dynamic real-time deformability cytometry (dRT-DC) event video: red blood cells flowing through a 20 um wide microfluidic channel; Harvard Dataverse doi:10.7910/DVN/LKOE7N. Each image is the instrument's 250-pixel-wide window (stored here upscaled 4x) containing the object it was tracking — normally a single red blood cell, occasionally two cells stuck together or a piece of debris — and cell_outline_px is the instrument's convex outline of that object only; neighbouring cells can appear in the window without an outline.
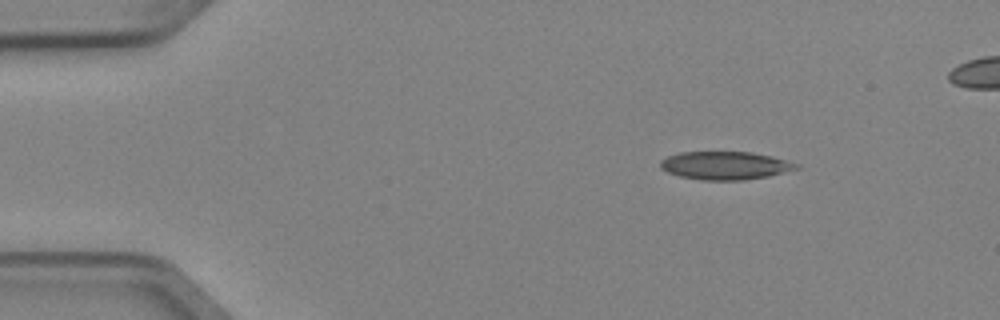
{"species": "Egyptian fruit bat (a non-hibernating species)", "species_latin": "Rousettus aegyptiacus", "temperature_condition": "cold", "stored_images_in_passage": 4, "camera_frame_rate_fps": 3000, "um_per_image_px": 0.085, "animal": {"sex": "female"}, "frame": {"image": 1, "passage_image": 1, "time_ms": 0.0, "image_size_px": [1000, 320], "cell_outline_px": [[800, 168], [768, 176], [744, 180], [704, 180], [680, 176], [668, 172], [660, 168], [660, 160], [668, 156], [680, 152], [752, 152], [772, 156], [788, 160], [800, 164]], "centroid_in_image_um": [61.66, 14.06], "position_along_channel_um": 23.3, "area_um2": 22.31}}
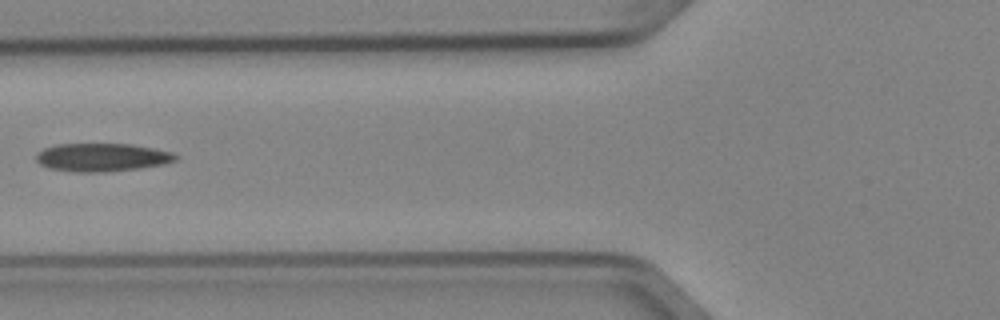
{"frame": {"image": 2, "passage_image": 4, "time_ms": 1.0, "image_size_px": [1000, 320], "cell_outline_px": [[180, 156], [176, 160], [164, 164], [140, 168], [108, 172], [76, 172], [48, 168], [40, 164], [36, 160], [36, 156], [44, 148], [56, 144], [132, 144], [172, 152]], "centroid_in_image_um": [8.69, 13.38], "position_along_channel_um": 117.1, "area_um2": 22.95}}